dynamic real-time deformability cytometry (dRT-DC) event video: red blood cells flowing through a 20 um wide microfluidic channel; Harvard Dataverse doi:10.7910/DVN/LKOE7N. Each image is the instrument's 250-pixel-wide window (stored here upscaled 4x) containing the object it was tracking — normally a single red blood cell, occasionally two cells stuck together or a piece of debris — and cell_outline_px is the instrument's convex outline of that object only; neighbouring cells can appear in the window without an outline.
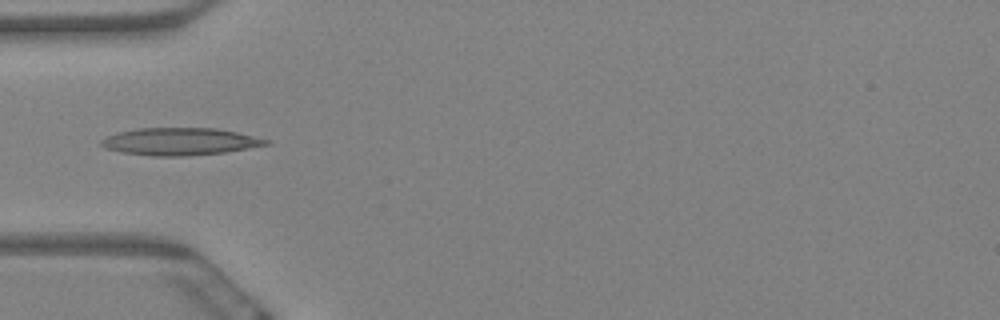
{"species": "Egyptian fruit bat (a non-hibernating species)", "species_latin": "Rousettus aegyptiacus", "temperature_condition": "warm", "stored_images_in_passage": 9, "camera_frame_rate_fps": 3000, "um_per_image_px": 0.085, "animal": {"sex": "female"}, "frame": {"image": 1, "passage_image": 6, "time_ms": 1.667, "image_size_px": [1000, 320], "cell_outline_px": [[272, 144], [224, 152], [184, 156], [152, 156], [124, 152], [104, 148], [100, 144], [100, 140], [116, 132], [136, 128], [216, 128], [236, 132], [272, 140]], "centroid_in_image_um": [15.3, 12.02], "position_along_channel_um": 69.7, "area_um2": 26.3}}
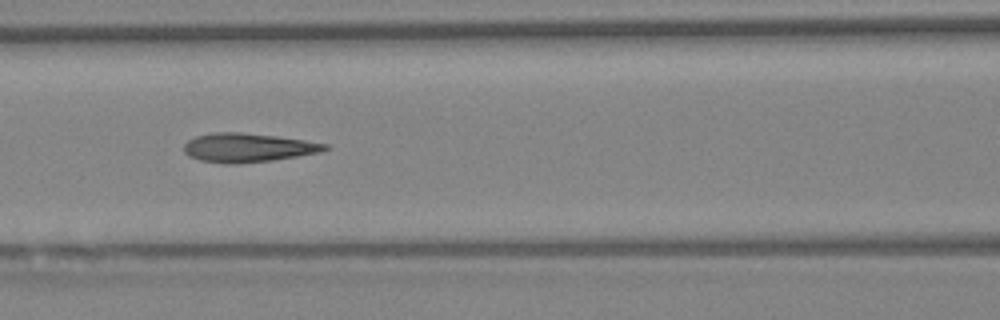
{"frame": {"image": 2, "passage_image": 8, "time_ms": 2.333, "image_size_px": [1000, 320], "cell_outline_px": [[332, 148], [320, 152], [272, 160], [236, 164], [224, 164], [200, 160], [188, 156], [184, 152], [184, 144], [188, 140], [196, 136], [212, 132], [240, 132], [276, 136], [304, 140], [328, 144]], "centroid_in_image_um": [21.05, 12.55], "position_along_channel_um": 145.6, "area_um2": 23.81}}
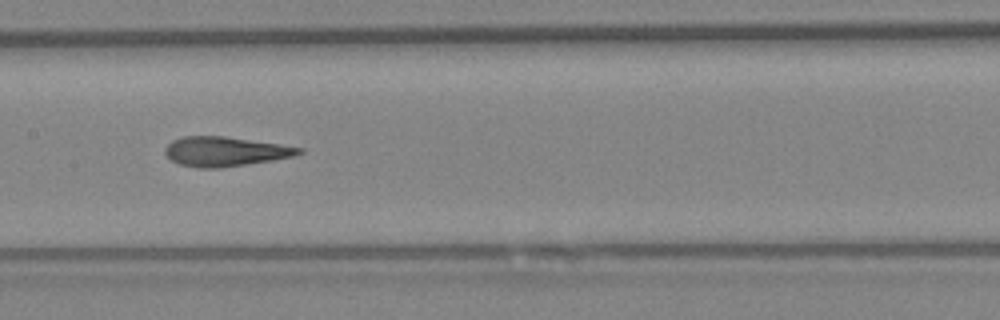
{"frame": {"image": 3, "passage_image": 9, "time_ms": 2.667, "image_size_px": [1000, 320], "cell_outline_px": [[304, 152], [296, 156], [272, 160], [220, 168], [200, 168], [180, 164], [172, 160], [164, 152], [164, 148], [172, 140], [184, 136], [224, 136], [304, 148]], "centroid_in_image_um": [19.14, 12.87], "position_along_channel_um": 188.3, "area_um2": 22.89}}